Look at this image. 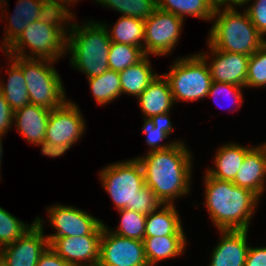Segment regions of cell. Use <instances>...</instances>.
<instances>
[{
	"label": "cell",
	"mask_w": 266,
	"mask_h": 266,
	"mask_svg": "<svg viewBox=\"0 0 266 266\" xmlns=\"http://www.w3.org/2000/svg\"><path fill=\"white\" fill-rule=\"evenodd\" d=\"M192 158L184 142L136 157L144 171L145 185L162 204H174L175 199L189 194L193 175Z\"/></svg>",
	"instance_id": "obj_1"
},
{
	"label": "cell",
	"mask_w": 266,
	"mask_h": 266,
	"mask_svg": "<svg viewBox=\"0 0 266 266\" xmlns=\"http://www.w3.org/2000/svg\"><path fill=\"white\" fill-rule=\"evenodd\" d=\"M205 200L212 223L218 230H249L250 221L259 205L252 191L236 186L232 181L204 175Z\"/></svg>",
	"instance_id": "obj_2"
},
{
	"label": "cell",
	"mask_w": 266,
	"mask_h": 266,
	"mask_svg": "<svg viewBox=\"0 0 266 266\" xmlns=\"http://www.w3.org/2000/svg\"><path fill=\"white\" fill-rule=\"evenodd\" d=\"M72 16V11L54 7L46 16L30 23L4 51L5 55L50 61L64 57L69 25L67 22L72 21ZM27 48L30 55L26 53Z\"/></svg>",
	"instance_id": "obj_3"
},
{
	"label": "cell",
	"mask_w": 266,
	"mask_h": 266,
	"mask_svg": "<svg viewBox=\"0 0 266 266\" xmlns=\"http://www.w3.org/2000/svg\"><path fill=\"white\" fill-rule=\"evenodd\" d=\"M102 187L116 210L128 209L148 215L162 203L145 185L144 171L136 158L114 162L99 172Z\"/></svg>",
	"instance_id": "obj_4"
},
{
	"label": "cell",
	"mask_w": 266,
	"mask_h": 266,
	"mask_svg": "<svg viewBox=\"0 0 266 266\" xmlns=\"http://www.w3.org/2000/svg\"><path fill=\"white\" fill-rule=\"evenodd\" d=\"M71 17L67 28L66 52L71 54L70 63L75 70L87 75V78L100 76L109 69V49L111 40L102 22H84L80 26ZM71 24V25H70Z\"/></svg>",
	"instance_id": "obj_5"
},
{
	"label": "cell",
	"mask_w": 266,
	"mask_h": 266,
	"mask_svg": "<svg viewBox=\"0 0 266 266\" xmlns=\"http://www.w3.org/2000/svg\"><path fill=\"white\" fill-rule=\"evenodd\" d=\"M242 13L235 4H217L207 39L215 49L250 56L265 42L247 12Z\"/></svg>",
	"instance_id": "obj_6"
},
{
	"label": "cell",
	"mask_w": 266,
	"mask_h": 266,
	"mask_svg": "<svg viewBox=\"0 0 266 266\" xmlns=\"http://www.w3.org/2000/svg\"><path fill=\"white\" fill-rule=\"evenodd\" d=\"M10 57L22 68L31 104L53 110L67 101L64 83L53 65L57 61Z\"/></svg>",
	"instance_id": "obj_7"
},
{
	"label": "cell",
	"mask_w": 266,
	"mask_h": 266,
	"mask_svg": "<svg viewBox=\"0 0 266 266\" xmlns=\"http://www.w3.org/2000/svg\"><path fill=\"white\" fill-rule=\"evenodd\" d=\"M170 67L163 75L168 80L175 104L204 100L208 96L212 77L207 62L199 54L178 56Z\"/></svg>",
	"instance_id": "obj_8"
},
{
	"label": "cell",
	"mask_w": 266,
	"mask_h": 266,
	"mask_svg": "<svg viewBox=\"0 0 266 266\" xmlns=\"http://www.w3.org/2000/svg\"><path fill=\"white\" fill-rule=\"evenodd\" d=\"M79 106L67 100L61 107L50 111L42 155L62 156L83 136L86 123Z\"/></svg>",
	"instance_id": "obj_9"
},
{
	"label": "cell",
	"mask_w": 266,
	"mask_h": 266,
	"mask_svg": "<svg viewBox=\"0 0 266 266\" xmlns=\"http://www.w3.org/2000/svg\"><path fill=\"white\" fill-rule=\"evenodd\" d=\"M184 20L159 9L144 21V53L149 56H166L179 42Z\"/></svg>",
	"instance_id": "obj_10"
},
{
	"label": "cell",
	"mask_w": 266,
	"mask_h": 266,
	"mask_svg": "<svg viewBox=\"0 0 266 266\" xmlns=\"http://www.w3.org/2000/svg\"><path fill=\"white\" fill-rule=\"evenodd\" d=\"M46 210L49 215L48 222L55 229V233L46 237L102 235L104 222L84 210L58 203L47 206Z\"/></svg>",
	"instance_id": "obj_11"
},
{
	"label": "cell",
	"mask_w": 266,
	"mask_h": 266,
	"mask_svg": "<svg viewBox=\"0 0 266 266\" xmlns=\"http://www.w3.org/2000/svg\"><path fill=\"white\" fill-rule=\"evenodd\" d=\"M98 266H149L143 241L118 236L104 223Z\"/></svg>",
	"instance_id": "obj_12"
},
{
	"label": "cell",
	"mask_w": 266,
	"mask_h": 266,
	"mask_svg": "<svg viewBox=\"0 0 266 266\" xmlns=\"http://www.w3.org/2000/svg\"><path fill=\"white\" fill-rule=\"evenodd\" d=\"M35 220L34 226L22 237L0 249L1 266H37L49 241L44 234L43 220L39 217Z\"/></svg>",
	"instance_id": "obj_13"
},
{
	"label": "cell",
	"mask_w": 266,
	"mask_h": 266,
	"mask_svg": "<svg viewBox=\"0 0 266 266\" xmlns=\"http://www.w3.org/2000/svg\"><path fill=\"white\" fill-rule=\"evenodd\" d=\"M206 42L211 54H205L204 52H198V54L205 60V62H209L207 65L212 81L245 87L249 56L220 51L215 49L208 41ZM209 58H211V60Z\"/></svg>",
	"instance_id": "obj_14"
},
{
	"label": "cell",
	"mask_w": 266,
	"mask_h": 266,
	"mask_svg": "<svg viewBox=\"0 0 266 266\" xmlns=\"http://www.w3.org/2000/svg\"><path fill=\"white\" fill-rule=\"evenodd\" d=\"M49 246L72 266H96L101 235L47 237Z\"/></svg>",
	"instance_id": "obj_15"
},
{
	"label": "cell",
	"mask_w": 266,
	"mask_h": 266,
	"mask_svg": "<svg viewBox=\"0 0 266 266\" xmlns=\"http://www.w3.org/2000/svg\"><path fill=\"white\" fill-rule=\"evenodd\" d=\"M54 6L48 0H18L13 15L7 19L5 35L1 41L2 52L5 51L32 22L46 16Z\"/></svg>",
	"instance_id": "obj_16"
},
{
	"label": "cell",
	"mask_w": 266,
	"mask_h": 266,
	"mask_svg": "<svg viewBox=\"0 0 266 266\" xmlns=\"http://www.w3.org/2000/svg\"><path fill=\"white\" fill-rule=\"evenodd\" d=\"M221 239L211 253L208 266H244L249 249L248 230H218Z\"/></svg>",
	"instance_id": "obj_17"
},
{
	"label": "cell",
	"mask_w": 266,
	"mask_h": 266,
	"mask_svg": "<svg viewBox=\"0 0 266 266\" xmlns=\"http://www.w3.org/2000/svg\"><path fill=\"white\" fill-rule=\"evenodd\" d=\"M266 143L252 146L246 153L234 180L236 186L246 188L259 198L266 190Z\"/></svg>",
	"instance_id": "obj_18"
},
{
	"label": "cell",
	"mask_w": 266,
	"mask_h": 266,
	"mask_svg": "<svg viewBox=\"0 0 266 266\" xmlns=\"http://www.w3.org/2000/svg\"><path fill=\"white\" fill-rule=\"evenodd\" d=\"M50 111L45 107L29 103L14 111L13 124L24 139L42 148Z\"/></svg>",
	"instance_id": "obj_19"
},
{
	"label": "cell",
	"mask_w": 266,
	"mask_h": 266,
	"mask_svg": "<svg viewBox=\"0 0 266 266\" xmlns=\"http://www.w3.org/2000/svg\"><path fill=\"white\" fill-rule=\"evenodd\" d=\"M137 99L145 118L169 112L175 104L170 85L163 74L157 75Z\"/></svg>",
	"instance_id": "obj_20"
},
{
	"label": "cell",
	"mask_w": 266,
	"mask_h": 266,
	"mask_svg": "<svg viewBox=\"0 0 266 266\" xmlns=\"http://www.w3.org/2000/svg\"><path fill=\"white\" fill-rule=\"evenodd\" d=\"M252 148L238 143H226L217 149L214 157V166L206 172L219 180L233 181L239 168L242 166L246 153ZM212 168V169H211Z\"/></svg>",
	"instance_id": "obj_21"
},
{
	"label": "cell",
	"mask_w": 266,
	"mask_h": 266,
	"mask_svg": "<svg viewBox=\"0 0 266 266\" xmlns=\"http://www.w3.org/2000/svg\"><path fill=\"white\" fill-rule=\"evenodd\" d=\"M174 204H162L146 216L145 238L186 236Z\"/></svg>",
	"instance_id": "obj_22"
},
{
	"label": "cell",
	"mask_w": 266,
	"mask_h": 266,
	"mask_svg": "<svg viewBox=\"0 0 266 266\" xmlns=\"http://www.w3.org/2000/svg\"><path fill=\"white\" fill-rule=\"evenodd\" d=\"M145 256L149 266L176 258L185 252L186 236H158L143 239Z\"/></svg>",
	"instance_id": "obj_23"
},
{
	"label": "cell",
	"mask_w": 266,
	"mask_h": 266,
	"mask_svg": "<svg viewBox=\"0 0 266 266\" xmlns=\"http://www.w3.org/2000/svg\"><path fill=\"white\" fill-rule=\"evenodd\" d=\"M149 56L146 55L138 63L119 71L121 80V94H128L136 98L157 77L150 64Z\"/></svg>",
	"instance_id": "obj_24"
},
{
	"label": "cell",
	"mask_w": 266,
	"mask_h": 266,
	"mask_svg": "<svg viewBox=\"0 0 266 266\" xmlns=\"http://www.w3.org/2000/svg\"><path fill=\"white\" fill-rule=\"evenodd\" d=\"M7 82L0 80V92L9 103L13 111H16L30 103L26 80L22 68L9 56ZM10 60V61H9ZM13 62V63H12ZM10 63V64H9Z\"/></svg>",
	"instance_id": "obj_25"
},
{
	"label": "cell",
	"mask_w": 266,
	"mask_h": 266,
	"mask_svg": "<svg viewBox=\"0 0 266 266\" xmlns=\"http://www.w3.org/2000/svg\"><path fill=\"white\" fill-rule=\"evenodd\" d=\"M217 2L215 0H157V7L185 20V15L212 21Z\"/></svg>",
	"instance_id": "obj_26"
},
{
	"label": "cell",
	"mask_w": 266,
	"mask_h": 266,
	"mask_svg": "<svg viewBox=\"0 0 266 266\" xmlns=\"http://www.w3.org/2000/svg\"><path fill=\"white\" fill-rule=\"evenodd\" d=\"M102 24L105 26L111 42L134 45L143 48L144 51L145 31L143 20L121 15L111 28H108L107 22Z\"/></svg>",
	"instance_id": "obj_27"
},
{
	"label": "cell",
	"mask_w": 266,
	"mask_h": 266,
	"mask_svg": "<svg viewBox=\"0 0 266 266\" xmlns=\"http://www.w3.org/2000/svg\"><path fill=\"white\" fill-rule=\"evenodd\" d=\"M95 102L106 105L121 96V80L118 71L108 69L100 76L88 78Z\"/></svg>",
	"instance_id": "obj_28"
},
{
	"label": "cell",
	"mask_w": 266,
	"mask_h": 266,
	"mask_svg": "<svg viewBox=\"0 0 266 266\" xmlns=\"http://www.w3.org/2000/svg\"><path fill=\"white\" fill-rule=\"evenodd\" d=\"M107 8L117 10L122 16L146 21L157 8V0H94Z\"/></svg>",
	"instance_id": "obj_29"
},
{
	"label": "cell",
	"mask_w": 266,
	"mask_h": 266,
	"mask_svg": "<svg viewBox=\"0 0 266 266\" xmlns=\"http://www.w3.org/2000/svg\"><path fill=\"white\" fill-rule=\"evenodd\" d=\"M146 54L143 48L134 45L111 42L109 49L108 61L109 69L122 71L127 67L141 61Z\"/></svg>",
	"instance_id": "obj_30"
},
{
	"label": "cell",
	"mask_w": 266,
	"mask_h": 266,
	"mask_svg": "<svg viewBox=\"0 0 266 266\" xmlns=\"http://www.w3.org/2000/svg\"><path fill=\"white\" fill-rule=\"evenodd\" d=\"M118 212L121 215L120 224H118L117 229H109V231L124 238L143 241L145 238L146 215L126 208L118 210Z\"/></svg>",
	"instance_id": "obj_31"
},
{
	"label": "cell",
	"mask_w": 266,
	"mask_h": 266,
	"mask_svg": "<svg viewBox=\"0 0 266 266\" xmlns=\"http://www.w3.org/2000/svg\"><path fill=\"white\" fill-rule=\"evenodd\" d=\"M35 223L36 220L31 225L22 222L19 218L0 207V249L22 237Z\"/></svg>",
	"instance_id": "obj_32"
},
{
	"label": "cell",
	"mask_w": 266,
	"mask_h": 266,
	"mask_svg": "<svg viewBox=\"0 0 266 266\" xmlns=\"http://www.w3.org/2000/svg\"><path fill=\"white\" fill-rule=\"evenodd\" d=\"M266 86V43L249 56L248 73L245 88Z\"/></svg>",
	"instance_id": "obj_33"
},
{
	"label": "cell",
	"mask_w": 266,
	"mask_h": 266,
	"mask_svg": "<svg viewBox=\"0 0 266 266\" xmlns=\"http://www.w3.org/2000/svg\"><path fill=\"white\" fill-rule=\"evenodd\" d=\"M144 119V124L142 127V132L147 136L146 137V143L150 147V152L151 151H158V150H165L169 149L173 145H175L177 142L182 143L183 141L181 140H172L171 142L167 144H163L162 142L164 139L166 140L169 135L160 130L159 127H155L153 121L151 118H143ZM161 143V144H160Z\"/></svg>",
	"instance_id": "obj_34"
},
{
	"label": "cell",
	"mask_w": 266,
	"mask_h": 266,
	"mask_svg": "<svg viewBox=\"0 0 266 266\" xmlns=\"http://www.w3.org/2000/svg\"><path fill=\"white\" fill-rule=\"evenodd\" d=\"M252 0H244L238 6L248 5ZM245 11L247 12L251 22L255 25L259 33L266 38V0H254L253 3L245 7Z\"/></svg>",
	"instance_id": "obj_35"
},
{
	"label": "cell",
	"mask_w": 266,
	"mask_h": 266,
	"mask_svg": "<svg viewBox=\"0 0 266 266\" xmlns=\"http://www.w3.org/2000/svg\"><path fill=\"white\" fill-rule=\"evenodd\" d=\"M242 88L244 89L245 87L237 86V85L230 84V83L212 81L207 97L209 98L210 96H212L213 99L216 100V97H218L219 95L225 96L226 98L228 96L233 99L232 103H235V104L237 103L238 106L241 107L242 105L241 103H243L242 101H244L243 94H242ZM215 102L216 104L220 106L218 101H215Z\"/></svg>",
	"instance_id": "obj_36"
},
{
	"label": "cell",
	"mask_w": 266,
	"mask_h": 266,
	"mask_svg": "<svg viewBox=\"0 0 266 266\" xmlns=\"http://www.w3.org/2000/svg\"><path fill=\"white\" fill-rule=\"evenodd\" d=\"M14 111L0 92V133L7 134L13 124Z\"/></svg>",
	"instance_id": "obj_37"
},
{
	"label": "cell",
	"mask_w": 266,
	"mask_h": 266,
	"mask_svg": "<svg viewBox=\"0 0 266 266\" xmlns=\"http://www.w3.org/2000/svg\"><path fill=\"white\" fill-rule=\"evenodd\" d=\"M37 266H72L60 257L50 246L40 256Z\"/></svg>",
	"instance_id": "obj_38"
},
{
	"label": "cell",
	"mask_w": 266,
	"mask_h": 266,
	"mask_svg": "<svg viewBox=\"0 0 266 266\" xmlns=\"http://www.w3.org/2000/svg\"><path fill=\"white\" fill-rule=\"evenodd\" d=\"M244 266H266V246H249Z\"/></svg>",
	"instance_id": "obj_39"
},
{
	"label": "cell",
	"mask_w": 266,
	"mask_h": 266,
	"mask_svg": "<svg viewBox=\"0 0 266 266\" xmlns=\"http://www.w3.org/2000/svg\"><path fill=\"white\" fill-rule=\"evenodd\" d=\"M169 115L170 111L152 116L151 120L153 121L155 127H159L160 130L166 132L168 135H171L174 128L172 126L173 123L170 121Z\"/></svg>",
	"instance_id": "obj_40"
},
{
	"label": "cell",
	"mask_w": 266,
	"mask_h": 266,
	"mask_svg": "<svg viewBox=\"0 0 266 266\" xmlns=\"http://www.w3.org/2000/svg\"><path fill=\"white\" fill-rule=\"evenodd\" d=\"M54 7H60L70 11L69 7L79 0H48ZM77 1V2H76ZM73 3V4H72ZM71 4V5H70Z\"/></svg>",
	"instance_id": "obj_41"
},
{
	"label": "cell",
	"mask_w": 266,
	"mask_h": 266,
	"mask_svg": "<svg viewBox=\"0 0 266 266\" xmlns=\"http://www.w3.org/2000/svg\"><path fill=\"white\" fill-rule=\"evenodd\" d=\"M244 0H219V4H235L240 5Z\"/></svg>",
	"instance_id": "obj_42"
},
{
	"label": "cell",
	"mask_w": 266,
	"mask_h": 266,
	"mask_svg": "<svg viewBox=\"0 0 266 266\" xmlns=\"http://www.w3.org/2000/svg\"><path fill=\"white\" fill-rule=\"evenodd\" d=\"M5 134L3 133H0V163H1V160H2V155H3V147H2V137L4 136ZM0 169H1V164H0ZM1 177V176H0Z\"/></svg>",
	"instance_id": "obj_43"
}]
</instances>
